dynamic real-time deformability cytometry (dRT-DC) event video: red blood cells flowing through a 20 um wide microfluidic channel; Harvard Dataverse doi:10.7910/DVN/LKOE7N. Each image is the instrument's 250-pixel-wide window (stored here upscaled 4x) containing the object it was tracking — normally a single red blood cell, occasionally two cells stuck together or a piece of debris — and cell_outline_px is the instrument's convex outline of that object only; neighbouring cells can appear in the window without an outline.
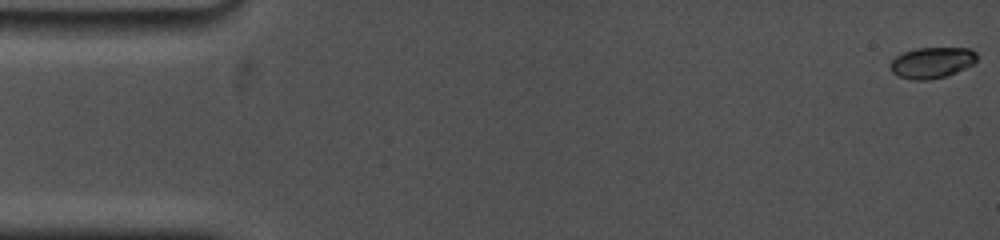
{"species": "common noctule bat (a hibernating species)", "species_latin": "Nyctalus noctula", "temperature_condition": "cold", "stored_images_in_passage": 29, "camera_frame_rate_fps": 5000, "um_per_image_px": 0.085, "animal": {"sex": "female", "body_mass_g": 19.0, "forearm_length_mm": 53.3}, "frame": {"image": 1, "passage_image": 1, "time_ms": 0.0, "image_size_px": [1000, 240], "cell_outline_px": [[976, 60], [972, 64], [956, 72], [944, 76], [928, 80], [916, 80], [896, 76], [892, 72], [888, 64], [896, 56], [904, 52], [916, 48], [972, 48], [976, 52]], "centroid_in_image_um": [79.18, 5.32], "position_along_channel_um": 5.8, "area_um2": 15.61}}
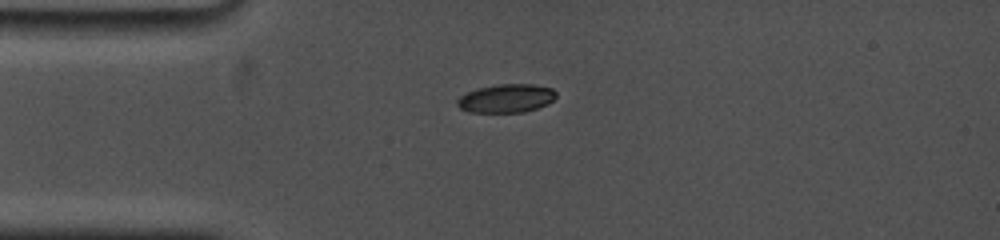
{"frame": {"image": 2, "passage_image": 24, "time_ms": 4.2, "image_size_px": [1000, 240], "cell_outline_px": [[556, 96], [548, 104], [524, 112], [468, 112], [460, 108], [456, 104], [456, 100], [460, 96], [468, 92], [480, 88], [500, 84], [532, 84], [552, 88], [556, 92]], "centroid_in_image_um": [43.03, 8.36], "position_along_channel_um": 42.0, "area_um2": 16.3}}